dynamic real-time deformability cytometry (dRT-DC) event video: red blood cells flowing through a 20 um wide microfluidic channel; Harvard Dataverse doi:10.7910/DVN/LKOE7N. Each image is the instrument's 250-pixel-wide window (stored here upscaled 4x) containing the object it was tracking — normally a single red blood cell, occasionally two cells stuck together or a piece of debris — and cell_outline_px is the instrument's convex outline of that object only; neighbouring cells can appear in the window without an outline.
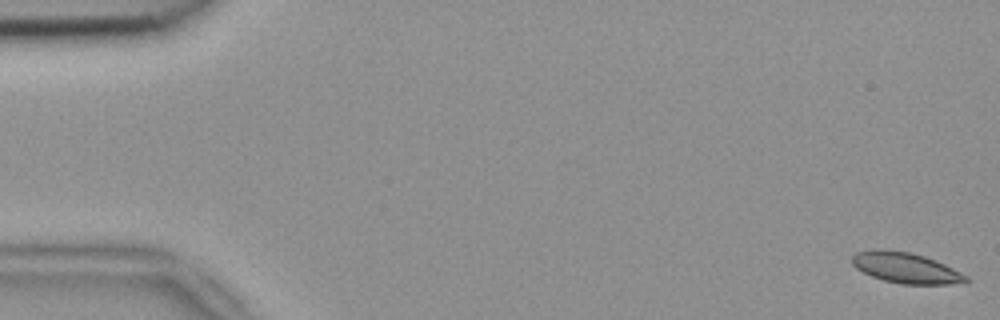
{"species": "common noctule bat (a hibernating species)", "species_latin": "Nyctalus noctula", "temperature_condition": "room temperature", "stored_images_in_passage": 54, "camera_frame_rate_fps": 3000, "um_per_image_px": 0.085, "animal": {"sex": "female", "body_mass_g": 18.4}, "frame": {"image": 1, "passage_image": 1, "time_ms": 0.0, "image_size_px": [1000, 320], "cell_outline_px": [[972, 280], [968, 284], [900, 284], [884, 280], [872, 276], [856, 268], [852, 264], [852, 256], [856, 252], [872, 248], [884, 248], [908, 252], [924, 256], [936, 260], [968, 276]], "centroid_in_image_um": [77.02, 22.76], "position_along_channel_um": 8.0, "area_um2": 20.69}}
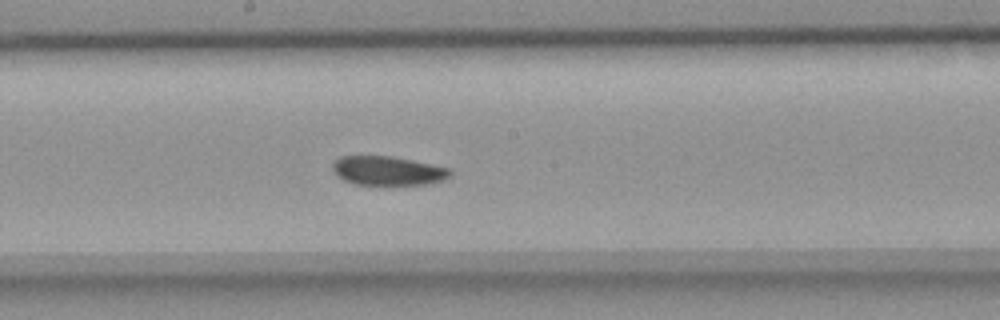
{"frame": {"image": 2, "passage_image": 29, "time_ms": 9.333, "image_size_px": [1000, 320], "cell_outline_px": [[452, 176], [444, 180], [428, 184], [356, 184], [344, 180], [336, 176], [332, 172], [332, 164], [340, 156], [392, 156], [432, 164], [448, 168], [452, 172]], "centroid_in_image_um": [32.96, 14.51], "position_along_channel_um": 215.2, "area_um2": 19.94}}
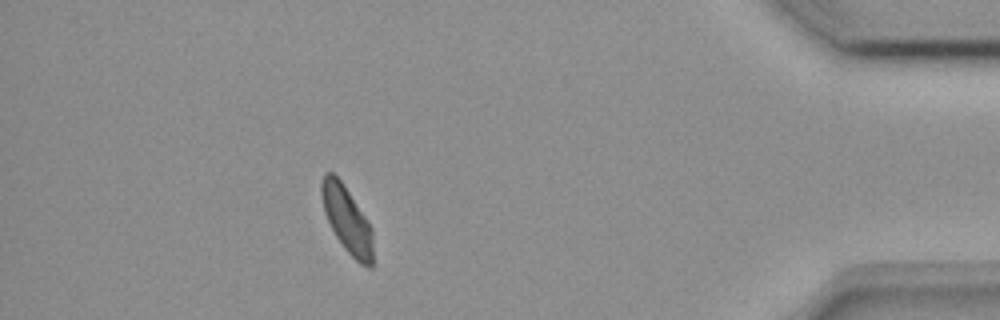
{"frame": {"image": 3, "passage_image": 48, "time_ms": 15.667, "image_size_px": [1000, 320], "cell_outline_px": [[372, 268], [368, 268], [360, 264], [344, 248], [336, 236], [324, 212], [320, 192], [320, 184], [324, 172], [332, 172], [340, 180], [368, 220], [372, 228]], "centroid_in_image_um": [29.48, 18.66], "position_along_channel_um": 405.7, "area_um2": 19.77}, "authors_computed_cell_mechanics": {"area_um2": 20.7213, "velocity_mm_per_s": 3.7786, "shape_relaxation_time_tau1_ms": null, "shape_relaxation_time_tau2_ms": 4.1927, "deformation_change_tau1": null, "deformation_change_tau2": 0.0753}}